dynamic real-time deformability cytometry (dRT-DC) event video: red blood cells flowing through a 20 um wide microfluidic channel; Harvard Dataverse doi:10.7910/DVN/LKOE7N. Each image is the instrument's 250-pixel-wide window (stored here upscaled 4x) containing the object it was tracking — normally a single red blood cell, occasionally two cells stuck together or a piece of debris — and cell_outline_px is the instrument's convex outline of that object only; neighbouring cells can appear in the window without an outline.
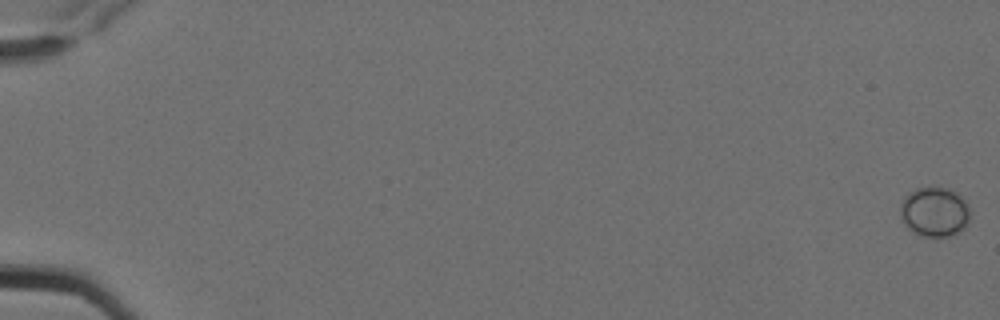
{"species": "Egyptian fruit bat (a non-hibernating species)", "species_latin": "Rousettus aegyptiacus", "temperature_condition": "cold", "stored_images_in_passage": 6, "camera_frame_rate_fps": 3000, "um_per_image_px": 0.085, "animal": {"sex": "female"}, "frame": {"image": 1, "passage_image": 1, "time_ms": 0.0, "image_size_px": [1000, 320], "cell_outline_px": [[968, 224], [960, 232], [952, 236], [940, 240], [936, 240], [920, 236], [912, 232], [904, 224], [900, 216], [900, 204], [904, 196], [908, 192], [916, 188], [932, 184], [948, 188], [956, 192], [964, 200], [968, 208]], "centroid_in_image_um": [79.4, 18.03], "position_along_channel_um": 5.6, "area_um2": 21.27}}